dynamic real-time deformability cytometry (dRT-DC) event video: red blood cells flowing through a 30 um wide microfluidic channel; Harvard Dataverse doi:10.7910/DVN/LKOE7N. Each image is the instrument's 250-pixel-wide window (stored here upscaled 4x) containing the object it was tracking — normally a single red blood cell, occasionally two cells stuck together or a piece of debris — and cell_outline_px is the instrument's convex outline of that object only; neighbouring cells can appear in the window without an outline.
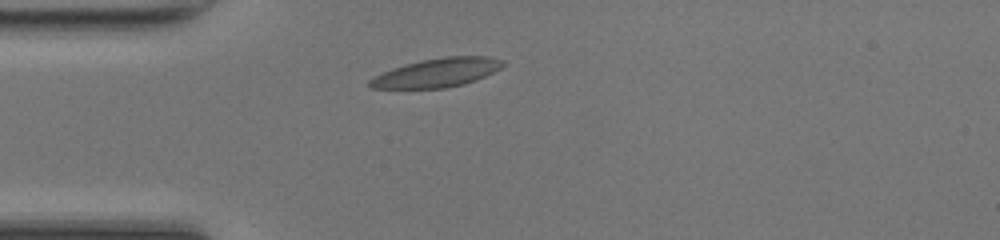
{"species": "common noctule bat (a hibernating species)", "species_latin": "Nyctalus noctula", "temperature_condition": "room temperature", "stored_images_in_passage": 36, "camera_frame_rate_fps": 3000, "um_per_image_px": 0.085, "animal": {"sex": "female", "body_mass_g": 17.0, "forearm_length_mm": 48.0}, "frame": {"image": 1, "passage_image": 1, "time_ms": 0.0, "image_size_px": [1000, 240], "cell_outline_px": [[504, 64], [500, 68], [484, 76], [464, 84], [444, 88], [372, 88], [368, 84], [368, 80], [392, 68], [404, 64], [420, 60], [444, 56], [488, 56], [504, 60]], "centroid_in_image_um": [37.15, 6.16], "position_along_channel_um": 47.9, "area_um2": 22.2}}
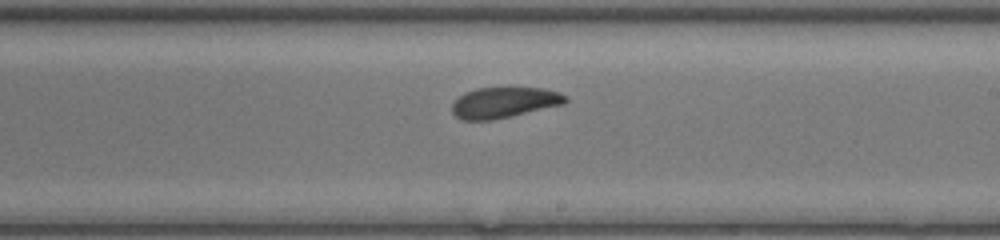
{"frame": {"image": 2, "passage_image": 16, "time_ms": 5.0, "image_size_px": [1000, 240], "cell_outline_px": [[568, 100], [564, 104], [492, 120], [464, 120], [456, 116], [452, 112], [452, 104], [464, 92], [476, 88], [544, 88], [560, 92], [568, 96]], "centroid_in_image_um": [42.87, 8.7], "position_along_channel_um": 246.1, "area_um2": 20.23}}
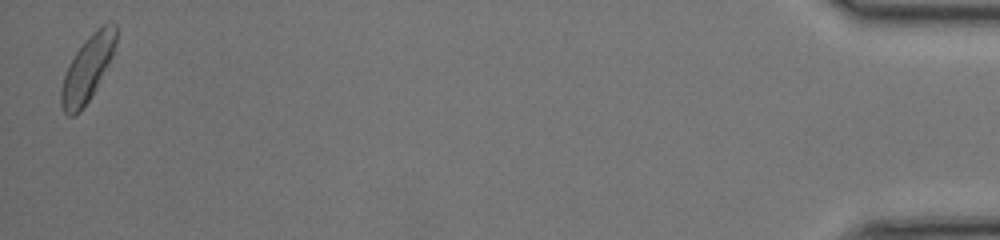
{"frame": {"image": 3, "passage_image": 36, "time_ms": 11.667, "image_size_px": [1000, 240], "cell_outline_px": [[116, 44], [112, 56], [96, 88], [80, 112], [72, 116], [68, 116], [64, 112], [60, 104], [60, 88], [68, 64], [76, 52], [88, 36], [92, 32], [104, 24], [116, 24]], "centroid_in_image_um": [7.41, 5.86], "position_along_channel_um": 427.8, "area_um2": 20.63}, "authors_computed_cell_mechanics": {"area_um2": 20.6635, "velocity_mm_per_s": 4.2338, "shape_relaxation_time_tau1_ms": 7.3678, "shape_relaxation_time_tau2_ms": 2.1225, "deformation_change_tau1": 0.1781, "deformation_change_tau2": 0.0836}}